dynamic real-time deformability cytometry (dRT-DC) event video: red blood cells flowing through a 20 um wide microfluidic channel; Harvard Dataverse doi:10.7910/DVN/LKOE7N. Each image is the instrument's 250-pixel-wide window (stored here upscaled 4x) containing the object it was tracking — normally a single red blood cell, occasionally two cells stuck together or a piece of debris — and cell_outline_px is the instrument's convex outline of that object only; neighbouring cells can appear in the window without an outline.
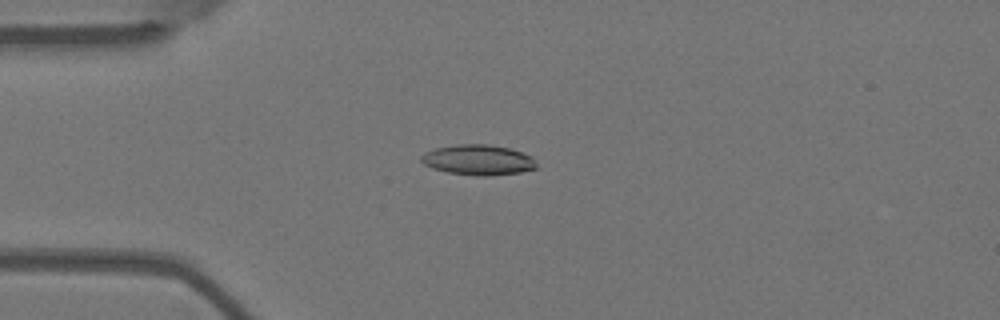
{"species": "Egyptian fruit bat (a non-hibernating species)", "species_latin": "Rousettus aegyptiacus", "temperature_condition": "warm", "stored_images_in_passage": 55, "camera_frame_rate_fps": 3000, "um_per_image_px": 0.085, "animal": {"sex": "female"}, "frame": {"image": 1, "passage_image": 14, "time_ms": 4.333, "image_size_px": [1000, 320], "cell_outline_px": [[540, 168], [520, 172], [484, 176], [476, 176], [448, 172], [432, 168], [424, 164], [420, 160], [420, 156], [424, 152], [436, 148], [456, 144], [488, 144], [512, 148], [532, 156]], "centroid_in_image_um": [40.67, 13.58], "position_along_channel_um": 44.3, "area_um2": 20.63}}
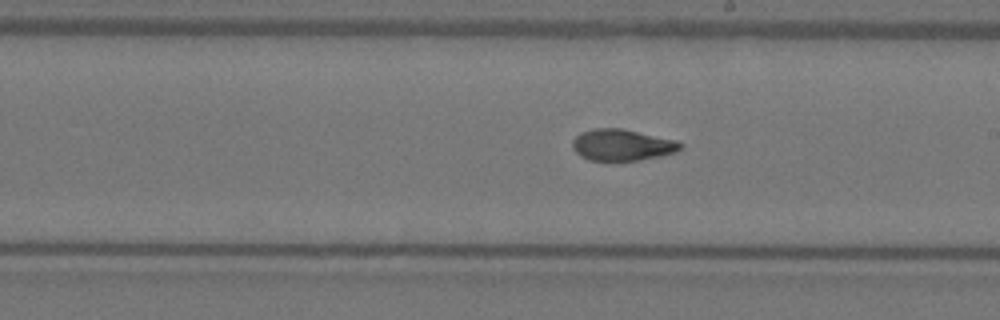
{"frame": {"image": 2, "passage_image": 31, "time_ms": 10.0, "image_size_px": [1000, 320], "cell_outline_px": [[684, 144], [676, 152], [660, 156], [640, 160], [588, 160], [580, 156], [572, 148], [572, 140], [580, 132], [592, 128], [620, 128], [676, 140]], "centroid_in_image_um": [52.85, 12.31], "position_along_channel_um": 236.2, "area_um2": 19.77}}
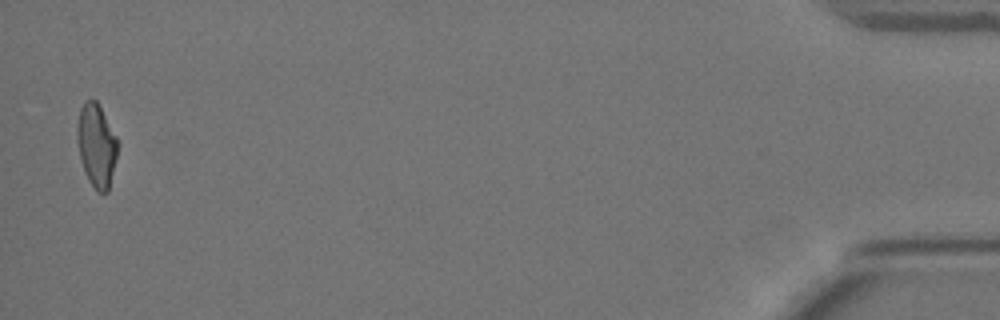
{"frame": {"image": 3, "passage_image": 54, "time_ms": 17.667, "image_size_px": [1000, 320], "cell_outline_px": [[116, 156], [108, 192], [96, 192], [88, 180], [84, 172], [80, 160], [76, 136], [76, 128], [80, 108], [88, 100], [96, 100], [116, 136]], "centroid_in_image_um": [8.16, 12.39], "position_along_channel_um": 427.0, "area_um2": 19.36}, "authors_computed_cell_mechanics": {"area_um2": 19.8832, "velocity_mm_per_s": 3.7067, "shape_relaxation_time_tau1_ms": null, "shape_relaxation_time_tau2_ms": 2.2854, "deformation_change_tau1": null, "deformation_change_tau2": 0.0869}}